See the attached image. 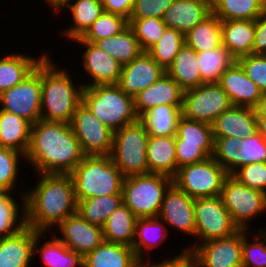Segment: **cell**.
<instances>
[{
	"instance_id": "obj_1",
	"label": "cell",
	"mask_w": 266,
	"mask_h": 267,
	"mask_svg": "<svg viewBox=\"0 0 266 267\" xmlns=\"http://www.w3.org/2000/svg\"><path fill=\"white\" fill-rule=\"evenodd\" d=\"M70 124L39 120L31 127L25 161L38 174H70L83 160Z\"/></svg>"
},
{
	"instance_id": "obj_2",
	"label": "cell",
	"mask_w": 266,
	"mask_h": 267,
	"mask_svg": "<svg viewBox=\"0 0 266 267\" xmlns=\"http://www.w3.org/2000/svg\"><path fill=\"white\" fill-rule=\"evenodd\" d=\"M40 179L25 194V226L48 232L77 212V200L70 174H37Z\"/></svg>"
},
{
	"instance_id": "obj_3",
	"label": "cell",
	"mask_w": 266,
	"mask_h": 267,
	"mask_svg": "<svg viewBox=\"0 0 266 267\" xmlns=\"http://www.w3.org/2000/svg\"><path fill=\"white\" fill-rule=\"evenodd\" d=\"M57 66L48 55L41 62V120L70 124L84 84L75 86L68 71Z\"/></svg>"
},
{
	"instance_id": "obj_4",
	"label": "cell",
	"mask_w": 266,
	"mask_h": 267,
	"mask_svg": "<svg viewBox=\"0 0 266 267\" xmlns=\"http://www.w3.org/2000/svg\"><path fill=\"white\" fill-rule=\"evenodd\" d=\"M70 176L77 201L122 194L124 176L110 155L84 156Z\"/></svg>"
},
{
	"instance_id": "obj_5",
	"label": "cell",
	"mask_w": 266,
	"mask_h": 267,
	"mask_svg": "<svg viewBox=\"0 0 266 267\" xmlns=\"http://www.w3.org/2000/svg\"><path fill=\"white\" fill-rule=\"evenodd\" d=\"M82 102L113 132L139 119L134 98L126 95L117 84L84 87Z\"/></svg>"
},
{
	"instance_id": "obj_6",
	"label": "cell",
	"mask_w": 266,
	"mask_h": 267,
	"mask_svg": "<svg viewBox=\"0 0 266 267\" xmlns=\"http://www.w3.org/2000/svg\"><path fill=\"white\" fill-rule=\"evenodd\" d=\"M172 184L173 178L164 174L124 177L123 203L137 218L158 217L166 191Z\"/></svg>"
},
{
	"instance_id": "obj_7",
	"label": "cell",
	"mask_w": 266,
	"mask_h": 267,
	"mask_svg": "<svg viewBox=\"0 0 266 267\" xmlns=\"http://www.w3.org/2000/svg\"><path fill=\"white\" fill-rule=\"evenodd\" d=\"M148 140L147 129L140 119L114 132L110 156L124 177L149 174Z\"/></svg>"
},
{
	"instance_id": "obj_8",
	"label": "cell",
	"mask_w": 266,
	"mask_h": 267,
	"mask_svg": "<svg viewBox=\"0 0 266 267\" xmlns=\"http://www.w3.org/2000/svg\"><path fill=\"white\" fill-rule=\"evenodd\" d=\"M228 175L211 156L204 161L180 167L173 177V183L193 199L220 196Z\"/></svg>"
},
{
	"instance_id": "obj_9",
	"label": "cell",
	"mask_w": 266,
	"mask_h": 267,
	"mask_svg": "<svg viewBox=\"0 0 266 267\" xmlns=\"http://www.w3.org/2000/svg\"><path fill=\"white\" fill-rule=\"evenodd\" d=\"M195 237L197 244L226 238L240 229L233 222L221 196L198 198L194 201Z\"/></svg>"
},
{
	"instance_id": "obj_10",
	"label": "cell",
	"mask_w": 266,
	"mask_h": 267,
	"mask_svg": "<svg viewBox=\"0 0 266 267\" xmlns=\"http://www.w3.org/2000/svg\"><path fill=\"white\" fill-rule=\"evenodd\" d=\"M220 196L239 229L248 230L251 218L266 211V193L247 187L231 174L225 178Z\"/></svg>"
},
{
	"instance_id": "obj_11",
	"label": "cell",
	"mask_w": 266,
	"mask_h": 267,
	"mask_svg": "<svg viewBox=\"0 0 266 267\" xmlns=\"http://www.w3.org/2000/svg\"><path fill=\"white\" fill-rule=\"evenodd\" d=\"M231 106L227 93L218 83H205L184 91L181 112L188 119L212 125Z\"/></svg>"
},
{
	"instance_id": "obj_12",
	"label": "cell",
	"mask_w": 266,
	"mask_h": 267,
	"mask_svg": "<svg viewBox=\"0 0 266 267\" xmlns=\"http://www.w3.org/2000/svg\"><path fill=\"white\" fill-rule=\"evenodd\" d=\"M0 105L32 125L41 120V63L24 81L0 94Z\"/></svg>"
},
{
	"instance_id": "obj_13",
	"label": "cell",
	"mask_w": 266,
	"mask_h": 267,
	"mask_svg": "<svg viewBox=\"0 0 266 267\" xmlns=\"http://www.w3.org/2000/svg\"><path fill=\"white\" fill-rule=\"evenodd\" d=\"M70 127L85 156L111 155L114 132L96 118L83 102L72 116Z\"/></svg>"
},
{
	"instance_id": "obj_14",
	"label": "cell",
	"mask_w": 266,
	"mask_h": 267,
	"mask_svg": "<svg viewBox=\"0 0 266 267\" xmlns=\"http://www.w3.org/2000/svg\"><path fill=\"white\" fill-rule=\"evenodd\" d=\"M57 228L62 236L56 237L82 257L104 241L103 228L90 224L78 212L63 220Z\"/></svg>"
},
{
	"instance_id": "obj_15",
	"label": "cell",
	"mask_w": 266,
	"mask_h": 267,
	"mask_svg": "<svg viewBox=\"0 0 266 267\" xmlns=\"http://www.w3.org/2000/svg\"><path fill=\"white\" fill-rule=\"evenodd\" d=\"M243 229L232 236L213 239L186 249L192 250L207 266L242 267Z\"/></svg>"
},
{
	"instance_id": "obj_16",
	"label": "cell",
	"mask_w": 266,
	"mask_h": 267,
	"mask_svg": "<svg viewBox=\"0 0 266 267\" xmlns=\"http://www.w3.org/2000/svg\"><path fill=\"white\" fill-rule=\"evenodd\" d=\"M194 201L174 183L166 191L158 217L167 226L195 236Z\"/></svg>"
},
{
	"instance_id": "obj_17",
	"label": "cell",
	"mask_w": 266,
	"mask_h": 267,
	"mask_svg": "<svg viewBox=\"0 0 266 267\" xmlns=\"http://www.w3.org/2000/svg\"><path fill=\"white\" fill-rule=\"evenodd\" d=\"M165 73L166 71L147 51H142L135 59L122 67L117 85L126 95L134 98Z\"/></svg>"
},
{
	"instance_id": "obj_18",
	"label": "cell",
	"mask_w": 266,
	"mask_h": 267,
	"mask_svg": "<svg viewBox=\"0 0 266 267\" xmlns=\"http://www.w3.org/2000/svg\"><path fill=\"white\" fill-rule=\"evenodd\" d=\"M74 42L80 43V45H83L84 48H86L82 55V65L93 81H88V83L83 85L84 87L118 83L123 67L121 63L113 59L95 43L87 41Z\"/></svg>"
},
{
	"instance_id": "obj_19",
	"label": "cell",
	"mask_w": 266,
	"mask_h": 267,
	"mask_svg": "<svg viewBox=\"0 0 266 267\" xmlns=\"http://www.w3.org/2000/svg\"><path fill=\"white\" fill-rule=\"evenodd\" d=\"M184 90L167 74L139 92L134 97V109L140 118L145 112L158 105L182 107Z\"/></svg>"
},
{
	"instance_id": "obj_20",
	"label": "cell",
	"mask_w": 266,
	"mask_h": 267,
	"mask_svg": "<svg viewBox=\"0 0 266 267\" xmlns=\"http://www.w3.org/2000/svg\"><path fill=\"white\" fill-rule=\"evenodd\" d=\"M211 126L213 138H247L258 131L255 108L231 106Z\"/></svg>"
},
{
	"instance_id": "obj_21",
	"label": "cell",
	"mask_w": 266,
	"mask_h": 267,
	"mask_svg": "<svg viewBox=\"0 0 266 267\" xmlns=\"http://www.w3.org/2000/svg\"><path fill=\"white\" fill-rule=\"evenodd\" d=\"M217 83L227 93L232 106L255 108L263 94L237 62L221 75Z\"/></svg>"
},
{
	"instance_id": "obj_22",
	"label": "cell",
	"mask_w": 266,
	"mask_h": 267,
	"mask_svg": "<svg viewBox=\"0 0 266 267\" xmlns=\"http://www.w3.org/2000/svg\"><path fill=\"white\" fill-rule=\"evenodd\" d=\"M211 13V0H174L162 19L167 28L185 35Z\"/></svg>"
},
{
	"instance_id": "obj_23",
	"label": "cell",
	"mask_w": 266,
	"mask_h": 267,
	"mask_svg": "<svg viewBox=\"0 0 266 267\" xmlns=\"http://www.w3.org/2000/svg\"><path fill=\"white\" fill-rule=\"evenodd\" d=\"M34 241L35 230L27 226L13 236L0 238V267H29Z\"/></svg>"
},
{
	"instance_id": "obj_24",
	"label": "cell",
	"mask_w": 266,
	"mask_h": 267,
	"mask_svg": "<svg viewBox=\"0 0 266 267\" xmlns=\"http://www.w3.org/2000/svg\"><path fill=\"white\" fill-rule=\"evenodd\" d=\"M132 247L103 241L83 257V267H141Z\"/></svg>"
},
{
	"instance_id": "obj_25",
	"label": "cell",
	"mask_w": 266,
	"mask_h": 267,
	"mask_svg": "<svg viewBox=\"0 0 266 267\" xmlns=\"http://www.w3.org/2000/svg\"><path fill=\"white\" fill-rule=\"evenodd\" d=\"M175 146V135H149L147 144L149 173L164 174L172 178L177 174Z\"/></svg>"
},
{
	"instance_id": "obj_26",
	"label": "cell",
	"mask_w": 266,
	"mask_h": 267,
	"mask_svg": "<svg viewBox=\"0 0 266 267\" xmlns=\"http://www.w3.org/2000/svg\"><path fill=\"white\" fill-rule=\"evenodd\" d=\"M48 55L31 57L22 53H11L0 58V94L24 81Z\"/></svg>"
},
{
	"instance_id": "obj_27",
	"label": "cell",
	"mask_w": 266,
	"mask_h": 267,
	"mask_svg": "<svg viewBox=\"0 0 266 267\" xmlns=\"http://www.w3.org/2000/svg\"><path fill=\"white\" fill-rule=\"evenodd\" d=\"M222 45L237 59L252 54L255 20H221Z\"/></svg>"
},
{
	"instance_id": "obj_28",
	"label": "cell",
	"mask_w": 266,
	"mask_h": 267,
	"mask_svg": "<svg viewBox=\"0 0 266 267\" xmlns=\"http://www.w3.org/2000/svg\"><path fill=\"white\" fill-rule=\"evenodd\" d=\"M166 73L184 91L205 84L200 74L197 52L186 43L181 47Z\"/></svg>"
},
{
	"instance_id": "obj_29",
	"label": "cell",
	"mask_w": 266,
	"mask_h": 267,
	"mask_svg": "<svg viewBox=\"0 0 266 267\" xmlns=\"http://www.w3.org/2000/svg\"><path fill=\"white\" fill-rule=\"evenodd\" d=\"M163 225V220L159 217L137 218L132 248L141 263L144 262L142 258L144 251L149 253L151 249L160 246L167 239V225Z\"/></svg>"
},
{
	"instance_id": "obj_30",
	"label": "cell",
	"mask_w": 266,
	"mask_h": 267,
	"mask_svg": "<svg viewBox=\"0 0 266 267\" xmlns=\"http://www.w3.org/2000/svg\"><path fill=\"white\" fill-rule=\"evenodd\" d=\"M31 127L29 121L0 109V147L10 148L25 155Z\"/></svg>"
},
{
	"instance_id": "obj_31",
	"label": "cell",
	"mask_w": 266,
	"mask_h": 267,
	"mask_svg": "<svg viewBox=\"0 0 266 267\" xmlns=\"http://www.w3.org/2000/svg\"><path fill=\"white\" fill-rule=\"evenodd\" d=\"M43 235L44 232L35 231L33 255L39 254L46 267H83V257L69 249L56 236L39 248V240Z\"/></svg>"
},
{
	"instance_id": "obj_32",
	"label": "cell",
	"mask_w": 266,
	"mask_h": 267,
	"mask_svg": "<svg viewBox=\"0 0 266 267\" xmlns=\"http://www.w3.org/2000/svg\"><path fill=\"white\" fill-rule=\"evenodd\" d=\"M136 221L131 209L122 203L109 215L103 227L104 241L132 247Z\"/></svg>"
},
{
	"instance_id": "obj_33",
	"label": "cell",
	"mask_w": 266,
	"mask_h": 267,
	"mask_svg": "<svg viewBox=\"0 0 266 267\" xmlns=\"http://www.w3.org/2000/svg\"><path fill=\"white\" fill-rule=\"evenodd\" d=\"M63 8L70 9L73 20L72 26L62 32L71 42L81 37L103 12L102 0H70Z\"/></svg>"
},
{
	"instance_id": "obj_34",
	"label": "cell",
	"mask_w": 266,
	"mask_h": 267,
	"mask_svg": "<svg viewBox=\"0 0 266 267\" xmlns=\"http://www.w3.org/2000/svg\"><path fill=\"white\" fill-rule=\"evenodd\" d=\"M185 43L196 52L222 46L221 19L211 13L185 34Z\"/></svg>"
},
{
	"instance_id": "obj_35",
	"label": "cell",
	"mask_w": 266,
	"mask_h": 267,
	"mask_svg": "<svg viewBox=\"0 0 266 267\" xmlns=\"http://www.w3.org/2000/svg\"><path fill=\"white\" fill-rule=\"evenodd\" d=\"M95 44L123 66L131 62L142 52L130 25L118 34L98 40Z\"/></svg>"
},
{
	"instance_id": "obj_36",
	"label": "cell",
	"mask_w": 266,
	"mask_h": 267,
	"mask_svg": "<svg viewBox=\"0 0 266 267\" xmlns=\"http://www.w3.org/2000/svg\"><path fill=\"white\" fill-rule=\"evenodd\" d=\"M176 140L183 145L201 147L210 157L214 151L212 126L180 116L176 128Z\"/></svg>"
},
{
	"instance_id": "obj_37",
	"label": "cell",
	"mask_w": 266,
	"mask_h": 267,
	"mask_svg": "<svg viewBox=\"0 0 266 267\" xmlns=\"http://www.w3.org/2000/svg\"><path fill=\"white\" fill-rule=\"evenodd\" d=\"M182 107L158 105L145 112L139 119L144 123L148 135H176L177 122L182 115Z\"/></svg>"
},
{
	"instance_id": "obj_38",
	"label": "cell",
	"mask_w": 266,
	"mask_h": 267,
	"mask_svg": "<svg viewBox=\"0 0 266 267\" xmlns=\"http://www.w3.org/2000/svg\"><path fill=\"white\" fill-rule=\"evenodd\" d=\"M266 0H211L212 13L223 21L256 20Z\"/></svg>"
},
{
	"instance_id": "obj_39",
	"label": "cell",
	"mask_w": 266,
	"mask_h": 267,
	"mask_svg": "<svg viewBox=\"0 0 266 267\" xmlns=\"http://www.w3.org/2000/svg\"><path fill=\"white\" fill-rule=\"evenodd\" d=\"M123 203V194L77 201V212L90 224L104 227L109 215Z\"/></svg>"
},
{
	"instance_id": "obj_40",
	"label": "cell",
	"mask_w": 266,
	"mask_h": 267,
	"mask_svg": "<svg viewBox=\"0 0 266 267\" xmlns=\"http://www.w3.org/2000/svg\"><path fill=\"white\" fill-rule=\"evenodd\" d=\"M197 59L205 83H217L221 75L236 62V58L224 45L214 50L197 52Z\"/></svg>"
},
{
	"instance_id": "obj_41",
	"label": "cell",
	"mask_w": 266,
	"mask_h": 267,
	"mask_svg": "<svg viewBox=\"0 0 266 267\" xmlns=\"http://www.w3.org/2000/svg\"><path fill=\"white\" fill-rule=\"evenodd\" d=\"M11 194L0 190V238L13 236L25 227V194L22 193L21 199L23 212Z\"/></svg>"
},
{
	"instance_id": "obj_42",
	"label": "cell",
	"mask_w": 266,
	"mask_h": 267,
	"mask_svg": "<svg viewBox=\"0 0 266 267\" xmlns=\"http://www.w3.org/2000/svg\"><path fill=\"white\" fill-rule=\"evenodd\" d=\"M184 44L182 32L166 28L163 36L147 52L166 71Z\"/></svg>"
},
{
	"instance_id": "obj_43",
	"label": "cell",
	"mask_w": 266,
	"mask_h": 267,
	"mask_svg": "<svg viewBox=\"0 0 266 267\" xmlns=\"http://www.w3.org/2000/svg\"><path fill=\"white\" fill-rule=\"evenodd\" d=\"M129 25V20L121 15L103 11L94 23L79 38L73 41H87L95 43L98 40L114 36Z\"/></svg>"
},
{
	"instance_id": "obj_44",
	"label": "cell",
	"mask_w": 266,
	"mask_h": 267,
	"mask_svg": "<svg viewBox=\"0 0 266 267\" xmlns=\"http://www.w3.org/2000/svg\"><path fill=\"white\" fill-rule=\"evenodd\" d=\"M129 25L133 29L142 51H148L163 36L167 28L163 19L157 17L129 19Z\"/></svg>"
},
{
	"instance_id": "obj_45",
	"label": "cell",
	"mask_w": 266,
	"mask_h": 267,
	"mask_svg": "<svg viewBox=\"0 0 266 267\" xmlns=\"http://www.w3.org/2000/svg\"><path fill=\"white\" fill-rule=\"evenodd\" d=\"M247 231L243 229L242 267H266V231L260 228L253 242L248 241Z\"/></svg>"
},
{
	"instance_id": "obj_46",
	"label": "cell",
	"mask_w": 266,
	"mask_h": 267,
	"mask_svg": "<svg viewBox=\"0 0 266 267\" xmlns=\"http://www.w3.org/2000/svg\"><path fill=\"white\" fill-rule=\"evenodd\" d=\"M21 157L24 159L25 155L10 148L0 147V190H15Z\"/></svg>"
},
{
	"instance_id": "obj_47",
	"label": "cell",
	"mask_w": 266,
	"mask_h": 267,
	"mask_svg": "<svg viewBox=\"0 0 266 267\" xmlns=\"http://www.w3.org/2000/svg\"><path fill=\"white\" fill-rule=\"evenodd\" d=\"M242 144V139L234 137L214 138V151L212 157L232 174L237 170V150Z\"/></svg>"
},
{
	"instance_id": "obj_48",
	"label": "cell",
	"mask_w": 266,
	"mask_h": 267,
	"mask_svg": "<svg viewBox=\"0 0 266 267\" xmlns=\"http://www.w3.org/2000/svg\"><path fill=\"white\" fill-rule=\"evenodd\" d=\"M256 162H266V140L258 131L242 139V144L237 150V169Z\"/></svg>"
},
{
	"instance_id": "obj_49",
	"label": "cell",
	"mask_w": 266,
	"mask_h": 267,
	"mask_svg": "<svg viewBox=\"0 0 266 267\" xmlns=\"http://www.w3.org/2000/svg\"><path fill=\"white\" fill-rule=\"evenodd\" d=\"M231 175L247 187L266 193V162L247 164Z\"/></svg>"
},
{
	"instance_id": "obj_50",
	"label": "cell",
	"mask_w": 266,
	"mask_h": 267,
	"mask_svg": "<svg viewBox=\"0 0 266 267\" xmlns=\"http://www.w3.org/2000/svg\"><path fill=\"white\" fill-rule=\"evenodd\" d=\"M236 62L262 93H266V55H244L237 58Z\"/></svg>"
},
{
	"instance_id": "obj_51",
	"label": "cell",
	"mask_w": 266,
	"mask_h": 267,
	"mask_svg": "<svg viewBox=\"0 0 266 267\" xmlns=\"http://www.w3.org/2000/svg\"><path fill=\"white\" fill-rule=\"evenodd\" d=\"M174 0H135L130 19L163 18Z\"/></svg>"
},
{
	"instance_id": "obj_52",
	"label": "cell",
	"mask_w": 266,
	"mask_h": 267,
	"mask_svg": "<svg viewBox=\"0 0 266 267\" xmlns=\"http://www.w3.org/2000/svg\"><path fill=\"white\" fill-rule=\"evenodd\" d=\"M175 154L177 161V171L180 167L198 163L208 159L210 156L198 146L183 145L176 140Z\"/></svg>"
},
{
	"instance_id": "obj_53",
	"label": "cell",
	"mask_w": 266,
	"mask_h": 267,
	"mask_svg": "<svg viewBox=\"0 0 266 267\" xmlns=\"http://www.w3.org/2000/svg\"><path fill=\"white\" fill-rule=\"evenodd\" d=\"M147 261H144L141 267H195L194 252L189 249H183L181 254L161 262L151 263L149 260Z\"/></svg>"
},
{
	"instance_id": "obj_54",
	"label": "cell",
	"mask_w": 266,
	"mask_h": 267,
	"mask_svg": "<svg viewBox=\"0 0 266 267\" xmlns=\"http://www.w3.org/2000/svg\"><path fill=\"white\" fill-rule=\"evenodd\" d=\"M252 54L266 55V5L255 20V37Z\"/></svg>"
},
{
	"instance_id": "obj_55",
	"label": "cell",
	"mask_w": 266,
	"mask_h": 267,
	"mask_svg": "<svg viewBox=\"0 0 266 267\" xmlns=\"http://www.w3.org/2000/svg\"><path fill=\"white\" fill-rule=\"evenodd\" d=\"M135 0H102L103 11L130 19Z\"/></svg>"
},
{
	"instance_id": "obj_56",
	"label": "cell",
	"mask_w": 266,
	"mask_h": 267,
	"mask_svg": "<svg viewBox=\"0 0 266 267\" xmlns=\"http://www.w3.org/2000/svg\"><path fill=\"white\" fill-rule=\"evenodd\" d=\"M259 134L266 140V115H256Z\"/></svg>"
},
{
	"instance_id": "obj_57",
	"label": "cell",
	"mask_w": 266,
	"mask_h": 267,
	"mask_svg": "<svg viewBox=\"0 0 266 267\" xmlns=\"http://www.w3.org/2000/svg\"><path fill=\"white\" fill-rule=\"evenodd\" d=\"M70 0H45V2L48 3V6L50 5L52 10L59 11V9H63V7L69 2Z\"/></svg>"
},
{
	"instance_id": "obj_58",
	"label": "cell",
	"mask_w": 266,
	"mask_h": 267,
	"mask_svg": "<svg viewBox=\"0 0 266 267\" xmlns=\"http://www.w3.org/2000/svg\"><path fill=\"white\" fill-rule=\"evenodd\" d=\"M256 115H266V93L262 94L258 105L255 107Z\"/></svg>"
},
{
	"instance_id": "obj_59",
	"label": "cell",
	"mask_w": 266,
	"mask_h": 267,
	"mask_svg": "<svg viewBox=\"0 0 266 267\" xmlns=\"http://www.w3.org/2000/svg\"><path fill=\"white\" fill-rule=\"evenodd\" d=\"M195 267H212L207 266L195 253H194Z\"/></svg>"
}]
</instances>
